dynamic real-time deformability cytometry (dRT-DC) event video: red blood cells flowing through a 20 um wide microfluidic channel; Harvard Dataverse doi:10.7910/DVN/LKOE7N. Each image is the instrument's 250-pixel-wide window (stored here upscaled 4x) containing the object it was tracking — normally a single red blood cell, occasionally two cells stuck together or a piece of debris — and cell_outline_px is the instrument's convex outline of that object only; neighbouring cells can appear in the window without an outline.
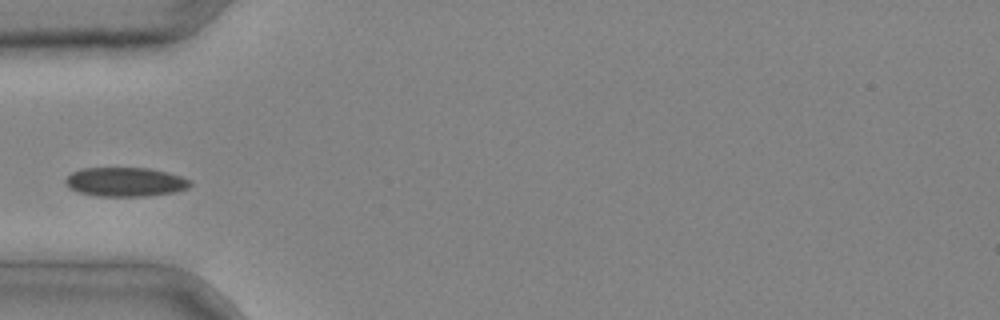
{"species": "common noctule bat (a hibernating species)", "species_latin": "Nyctalus noctula", "temperature_condition": "cold", "stored_images_in_passage": 2, "camera_frame_rate_fps": 3000, "um_per_image_px": 0.085, "animal": {"sex": "male", "body_mass_g": 20.4}, "frame": {"image": 1, "passage_image": 2, "time_ms": 0.333, "image_size_px": [1000, 320], "cell_outline_px": [[192, 184], [188, 188], [176, 192], [144, 196], [96, 196], [80, 192], [68, 188], [64, 180], [72, 172], [80, 168], [148, 168], [168, 172], [192, 180]], "centroid_in_image_um": [10.66, 15.46], "position_along_channel_um": 74.3, "area_um2": 21.27}}